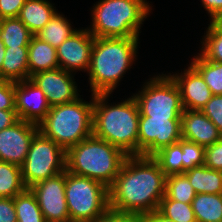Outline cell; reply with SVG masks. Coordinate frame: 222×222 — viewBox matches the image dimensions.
I'll return each mask as SVG.
<instances>
[{
  "instance_id": "6da1fadb",
  "label": "cell",
  "mask_w": 222,
  "mask_h": 222,
  "mask_svg": "<svg viewBox=\"0 0 222 222\" xmlns=\"http://www.w3.org/2000/svg\"><path fill=\"white\" fill-rule=\"evenodd\" d=\"M165 186L166 175L152 156H128L108 188L109 208L135 216L158 210Z\"/></svg>"
},
{
  "instance_id": "7a4b0ae2",
  "label": "cell",
  "mask_w": 222,
  "mask_h": 222,
  "mask_svg": "<svg viewBox=\"0 0 222 222\" xmlns=\"http://www.w3.org/2000/svg\"><path fill=\"white\" fill-rule=\"evenodd\" d=\"M109 95H93V135L128 156L138 155V105L133 96L110 105L107 102Z\"/></svg>"
},
{
  "instance_id": "3957f363",
  "label": "cell",
  "mask_w": 222,
  "mask_h": 222,
  "mask_svg": "<svg viewBox=\"0 0 222 222\" xmlns=\"http://www.w3.org/2000/svg\"><path fill=\"white\" fill-rule=\"evenodd\" d=\"M139 37H95L87 71L91 92L111 94L136 59Z\"/></svg>"
},
{
  "instance_id": "277c9868",
  "label": "cell",
  "mask_w": 222,
  "mask_h": 222,
  "mask_svg": "<svg viewBox=\"0 0 222 222\" xmlns=\"http://www.w3.org/2000/svg\"><path fill=\"white\" fill-rule=\"evenodd\" d=\"M127 157L118 147L92 135L66 151V171L109 188Z\"/></svg>"
},
{
  "instance_id": "5b68a950",
  "label": "cell",
  "mask_w": 222,
  "mask_h": 222,
  "mask_svg": "<svg viewBox=\"0 0 222 222\" xmlns=\"http://www.w3.org/2000/svg\"><path fill=\"white\" fill-rule=\"evenodd\" d=\"M87 102L75 101L55 105L38 124L39 131L67 151L93 135V94Z\"/></svg>"
},
{
  "instance_id": "8992f818",
  "label": "cell",
  "mask_w": 222,
  "mask_h": 222,
  "mask_svg": "<svg viewBox=\"0 0 222 222\" xmlns=\"http://www.w3.org/2000/svg\"><path fill=\"white\" fill-rule=\"evenodd\" d=\"M150 7L146 0H99L91 10L92 27L87 29L94 37H139Z\"/></svg>"
},
{
  "instance_id": "52a82bcc",
  "label": "cell",
  "mask_w": 222,
  "mask_h": 222,
  "mask_svg": "<svg viewBox=\"0 0 222 222\" xmlns=\"http://www.w3.org/2000/svg\"><path fill=\"white\" fill-rule=\"evenodd\" d=\"M65 198L72 222H92L109 208V192L103 183L68 171Z\"/></svg>"
},
{
  "instance_id": "ba28073f",
  "label": "cell",
  "mask_w": 222,
  "mask_h": 222,
  "mask_svg": "<svg viewBox=\"0 0 222 222\" xmlns=\"http://www.w3.org/2000/svg\"><path fill=\"white\" fill-rule=\"evenodd\" d=\"M140 116L152 118H181L183 106L180 90L170 75L150 78L141 91L133 95Z\"/></svg>"
},
{
  "instance_id": "9c48e42d",
  "label": "cell",
  "mask_w": 222,
  "mask_h": 222,
  "mask_svg": "<svg viewBox=\"0 0 222 222\" xmlns=\"http://www.w3.org/2000/svg\"><path fill=\"white\" fill-rule=\"evenodd\" d=\"M66 171V151L38 131L21 166L26 188Z\"/></svg>"
},
{
  "instance_id": "30bf717a",
  "label": "cell",
  "mask_w": 222,
  "mask_h": 222,
  "mask_svg": "<svg viewBox=\"0 0 222 222\" xmlns=\"http://www.w3.org/2000/svg\"><path fill=\"white\" fill-rule=\"evenodd\" d=\"M181 138V118L139 116L138 155L153 156Z\"/></svg>"
},
{
  "instance_id": "8fae6325",
  "label": "cell",
  "mask_w": 222,
  "mask_h": 222,
  "mask_svg": "<svg viewBox=\"0 0 222 222\" xmlns=\"http://www.w3.org/2000/svg\"><path fill=\"white\" fill-rule=\"evenodd\" d=\"M29 189L35 195L46 222H70L65 198V171Z\"/></svg>"
},
{
  "instance_id": "7c38bea8",
  "label": "cell",
  "mask_w": 222,
  "mask_h": 222,
  "mask_svg": "<svg viewBox=\"0 0 222 222\" xmlns=\"http://www.w3.org/2000/svg\"><path fill=\"white\" fill-rule=\"evenodd\" d=\"M39 127L19 119L12 126L0 130V161L22 166L31 141Z\"/></svg>"
},
{
  "instance_id": "4fadbf2b",
  "label": "cell",
  "mask_w": 222,
  "mask_h": 222,
  "mask_svg": "<svg viewBox=\"0 0 222 222\" xmlns=\"http://www.w3.org/2000/svg\"><path fill=\"white\" fill-rule=\"evenodd\" d=\"M30 80L45 93L51 107L75 101L81 96L72 73L62 68L36 73Z\"/></svg>"
},
{
  "instance_id": "5bb4252c",
  "label": "cell",
  "mask_w": 222,
  "mask_h": 222,
  "mask_svg": "<svg viewBox=\"0 0 222 222\" xmlns=\"http://www.w3.org/2000/svg\"><path fill=\"white\" fill-rule=\"evenodd\" d=\"M94 38L87 28L69 36L56 48L59 68L71 73L88 71Z\"/></svg>"
},
{
  "instance_id": "9a60e30c",
  "label": "cell",
  "mask_w": 222,
  "mask_h": 222,
  "mask_svg": "<svg viewBox=\"0 0 222 222\" xmlns=\"http://www.w3.org/2000/svg\"><path fill=\"white\" fill-rule=\"evenodd\" d=\"M50 108L45 93L30 79L15 82V110L19 119L38 125Z\"/></svg>"
},
{
  "instance_id": "2e32d148",
  "label": "cell",
  "mask_w": 222,
  "mask_h": 222,
  "mask_svg": "<svg viewBox=\"0 0 222 222\" xmlns=\"http://www.w3.org/2000/svg\"><path fill=\"white\" fill-rule=\"evenodd\" d=\"M180 90L184 110H201L211 99L212 92L201 74L190 64L181 74L171 75Z\"/></svg>"
},
{
  "instance_id": "e0dca14e",
  "label": "cell",
  "mask_w": 222,
  "mask_h": 222,
  "mask_svg": "<svg viewBox=\"0 0 222 222\" xmlns=\"http://www.w3.org/2000/svg\"><path fill=\"white\" fill-rule=\"evenodd\" d=\"M181 134L182 139L203 147L210 146L222 138L218 128L201 110H183Z\"/></svg>"
},
{
  "instance_id": "ac0fdd59",
  "label": "cell",
  "mask_w": 222,
  "mask_h": 222,
  "mask_svg": "<svg viewBox=\"0 0 222 222\" xmlns=\"http://www.w3.org/2000/svg\"><path fill=\"white\" fill-rule=\"evenodd\" d=\"M28 67L30 77L59 68L56 48L34 35L28 46Z\"/></svg>"
},
{
  "instance_id": "d6986e66",
  "label": "cell",
  "mask_w": 222,
  "mask_h": 222,
  "mask_svg": "<svg viewBox=\"0 0 222 222\" xmlns=\"http://www.w3.org/2000/svg\"><path fill=\"white\" fill-rule=\"evenodd\" d=\"M0 79L20 82L30 79L28 47H5V56L0 70Z\"/></svg>"
},
{
  "instance_id": "ffe728a7",
  "label": "cell",
  "mask_w": 222,
  "mask_h": 222,
  "mask_svg": "<svg viewBox=\"0 0 222 222\" xmlns=\"http://www.w3.org/2000/svg\"><path fill=\"white\" fill-rule=\"evenodd\" d=\"M56 13L55 7L48 0H26L18 18L35 35Z\"/></svg>"
},
{
  "instance_id": "44dd1931",
  "label": "cell",
  "mask_w": 222,
  "mask_h": 222,
  "mask_svg": "<svg viewBox=\"0 0 222 222\" xmlns=\"http://www.w3.org/2000/svg\"><path fill=\"white\" fill-rule=\"evenodd\" d=\"M196 194H222V171L205 165L196 166L183 173Z\"/></svg>"
},
{
  "instance_id": "7402d4cb",
  "label": "cell",
  "mask_w": 222,
  "mask_h": 222,
  "mask_svg": "<svg viewBox=\"0 0 222 222\" xmlns=\"http://www.w3.org/2000/svg\"><path fill=\"white\" fill-rule=\"evenodd\" d=\"M191 206L197 222H222V194H196Z\"/></svg>"
},
{
  "instance_id": "603a6c76",
  "label": "cell",
  "mask_w": 222,
  "mask_h": 222,
  "mask_svg": "<svg viewBox=\"0 0 222 222\" xmlns=\"http://www.w3.org/2000/svg\"><path fill=\"white\" fill-rule=\"evenodd\" d=\"M34 34L18 18H3L0 21V38L5 47H28Z\"/></svg>"
},
{
  "instance_id": "cb8c5ba5",
  "label": "cell",
  "mask_w": 222,
  "mask_h": 222,
  "mask_svg": "<svg viewBox=\"0 0 222 222\" xmlns=\"http://www.w3.org/2000/svg\"><path fill=\"white\" fill-rule=\"evenodd\" d=\"M76 31L77 29L72 28L69 20L57 12L35 36L57 48Z\"/></svg>"
},
{
  "instance_id": "d4e9b609",
  "label": "cell",
  "mask_w": 222,
  "mask_h": 222,
  "mask_svg": "<svg viewBox=\"0 0 222 222\" xmlns=\"http://www.w3.org/2000/svg\"><path fill=\"white\" fill-rule=\"evenodd\" d=\"M25 189L21 167L0 161V197L14 198Z\"/></svg>"
},
{
  "instance_id": "484cf974",
  "label": "cell",
  "mask_w": 222,
  "mask_h": 222,
  "mask_svg": "<svg viewBox=\"0 0 222 222\" xmlns=\"http://www.w3.org/2000/svg\"><path fill=\"white\" fill-rule=\"evenodd\" d=\"M17 222H46L35 195L29 188L14 197Z\"/></svg>"
},
{
  "instance_id": "4316f807",
  "label": "cell",
  "mask_w": 222,
  "mask_h": 222,
  "mask_svg": "<svg viewBox=\"0 0 222 222\" xmlns=\"http://www.w3.org/2000/svg\"><path fill=\"white\" fill-rule=\"evenodd\" d=\"M191 65L201 74L213 95H222V64L204 59L199 53Z\"/></svg>"
},
{
  "instance_id": "83f0119b",
  "label": "cell",
  "mask_w": 222,
  "mask_h": 222,
  "mask_svg": "<svg viewBox=\"0 0 222 222\" xmlns=\"http://www.w3.org/2000/svg\"><path fill=\"white\" fill-rule=\"evenodd\" d=\"M195 196L196 192L184 174L166 176L165 196L162 200H175L191 204Z\"/></svg>"
},
{
  "instance_id": "f1b7e54d",
  "label": "cell",
  "mask_w": 222,
  "mask_h": 222,
  "mask_svg": "<svg viewBox=\"0 0 222 222\" xmlns=\"http://www.w3.org/2000/svg\"><path fill=\"white\" fill-rule=\"evenodd\" d=\"M152 157L158 162L166 176L183 174L181 139L177 143L163 147Z\"/></svg>"
},
{
  "instance_id": "f546056e",
  "label": "cell",
  "mask_w": 222,
  "mask_h": 222,
  "mask_svg": "<svg viewBox=\"0 0 222 222\" xmlns=\"http://www.w3.org/2000/svg\"><path fill=\"white\" fill-rule=\"evenodd\" d=\"M208 25L206 35L202 38V48L199 54L208 61L222 64V27L211 22Z\"/></svg>"
},
{
  "instance_id": "4dcf8cb0",
  "label": "cell",
  "mask_w": 222,
  "mask_h": 222,
  "mask_svg": "<svg viewBox=\"0 0 222 222\" xmlns=\"http://www.w3.org/2000/svg\"><path fill=\"white\" fill-rule=\"evenodd\" d=\"M158 211L174 222H197L191 204L161 200Z\"/></svg>"
},
{
  "instance_id": "1f68e13d",
  "label": "cell",
  "mask_w": 222,
  "mask_h": 222,
  "mask_svg": "<svg viewBox=\"0 0 222 222\" xmlns=\"http://www.w3.org/2000/svg\"><path fill=\"white\" fill-rule=\"evenodd\" d=\"M183 151V173L196 166L204 165L205 147L181 138Z\"/></svg>"
},
{
  "instance_id": "d6a6232c",
  "label": "cell",
  "mask_w": 222,
  "mask_h": 222,
  "mask_svg": "<svg viewBox=\"0 0 222 222\" xmlns=\"http://www.w3.org/2000/svg\"><path fill=\"white\" fill-rule=\"evenodd\" d=\"M201 111L215 124L222 137V95H212Z\"/></svg>"
},
{
  "instance_id": "836d02e7",
  "label": "cell",
  "mask_w": 222,
  "mask_h": 222,
  "mask_svg": "<svg viewBox=\"0 0 222 222\" xmlns=\"http://www.w3.org/2000/svg\"><path fill=\"white\" fill-rule=\"evenodd\" d=\"M204 165L213 170L222 171V138L205 147Z\"/></svg>"
},
{
  "instance_id": "e575fe53",
  "label": "cell",
  "mask_w": 222,
  "mask_h": 222,
  "mask_svg": "<svg viewBox=\"0 0 222 222\" xmlns=\"http://www.w3.org/2000/svg\"><path fill=\"white\" fill-rule=\"evenodd\" d=\"M0 110H15V82L0 79Z\"/></svg>"
},
{
  "instance_id": "d590c367",
  "label": "cell",
  "mask_w": 222,
  "mask_h": 222,
  "mask_svg": "<svg viewBox=\"0 0 222 222\" xmlns=\"http://www.w3.org/2000/svg\"><path fill=\"white\" fill-rule=\"evenodd\" d=\"M26 0H0V18L18 17Z\"/></svg>"
},
{
  "instance_id": "8d00e7d4",
  "label": "cell",
  "mask_w": 222,
  "mask_h": 222,
  "mask_svg": "<svg viewBox=\"0 0 222 222\" xmlns=\"http://www.w3.org/2000/svg\"><path fill=\"white\" fill-rule=\"evenodd\" d=\"M0 222H17L14 198L0 197Z\"/></svg>"
},
{
  "instance_id": "74e56055",
  "label": "cell",
  "mask_w": 222,
  "mask_h": 222,
  "mask_svg": "<svg viewBox=\"0 0 222 222\" xmlns=\"http://www.w3.org/2000/svg\"><path fill=\"white\" fill-rule=\"evenodd\" d=\"M92 222H136V216L121 213L108 208L103 214Z\"/></svg>"
},
{
  "instance_id": "f35d334b",
  "label": "cell",
  "mask_w": 222,
  "mask_h": 222,
  "mask_svg": "<svg viewBox=\"0 0 222 222\" xmlns=\"http://www.w3.org/2000/svg\"><path fill=\"white\" fill-rule=\"evenodd\" d=\"M18 120L16 110H0V130L12 126Z\"/></svg>"
},
{
  "instance_id": "ab89813d",
  "label": "cell",
  "mask_w": 222,
  "mask_h": 222,
  "mask_svg": "<svg viewBox=\"0 0 222 222\" xmlns=\"http://www.w3.org/2000/svg\"><path fill=\"white\" fill-rule=\"evenodd\" d=\"M136 222H174L166 218L158 210L143 214L136 215Z\"/></svg>"
},
{
  "instance_id": "60d3db41",
  "label": "cell",
  "mask_w": 222,
  "mask_h": 222,
  "mask_svg": "<svg viewBox=\"0 0 222 222\" xmlns=\"http://www.w3.org/2000/svg\"><path fill=\"white\" fill-rule=\"evenodd\" d=\"M202 6L212 20L222 9V0H201Z\"/></svg>"
},
{
  "instance_id": "b9f144b4",
  "label": "cell",
  "mask_w": 222,
  "mask_h": 222,
  "mask_svg": "<svg viewBox=\"0 0 222 222\" xmlns=\"http://www.w3.org/2000/svg\"><path fill=\"white\" fill-rule=\"evenodd\" d=\"M210 22L216 26L222 27V9Z\"/></svg>"
},
{
  "instance_id": "7bdbcfd3",
  "label": "cell",
  "mask_w": 222,
  "mask_h": 222,
  "mask_svg": "<svg viewBox=\"0 0 222 222\" xmlns=\"http://www.w3.org/2000/svg\"><path fill=\"white\" fill-rule=\"evenodd\" d=\"M4 56H5V45H4L3 41L0 38V70H1V67L3 65Z\"/></svg>"
}]
</instances>
